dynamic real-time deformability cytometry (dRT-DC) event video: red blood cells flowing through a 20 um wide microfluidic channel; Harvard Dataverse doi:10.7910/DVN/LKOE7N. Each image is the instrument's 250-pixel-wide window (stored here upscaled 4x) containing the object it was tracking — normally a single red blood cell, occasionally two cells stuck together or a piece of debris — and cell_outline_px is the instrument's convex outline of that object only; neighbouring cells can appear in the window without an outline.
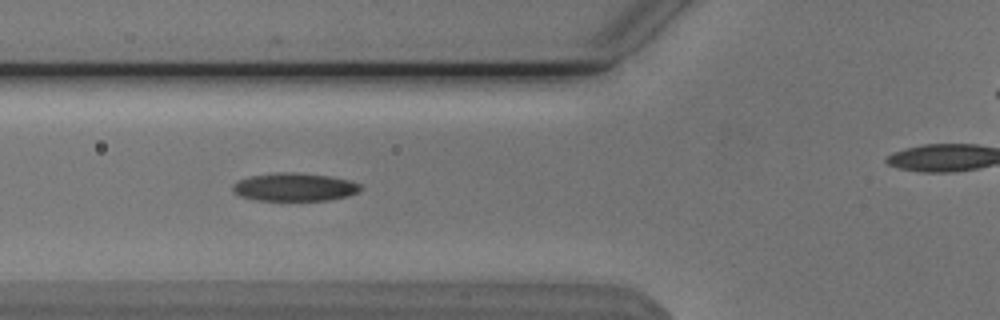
{"species": "Egyptian fruit bat (a non-hibernating species)", "species_latin": "Rousettus aegyptiacus", "temperature_condition": "cold", "stored_images_in_passage": 47, "camera_frame_rate_fps": 3000, "um_per_image_px": 0.085, "animal": {"sex": "male"}, "frame": {"image": 1, "passage_image": 20, "time_ms": 6.333, "image_size_px": [1000, 320], "cell_outline_px": [[364, 188], [360, 192], [348, 196], [328, 200], [256, 200], [240, 196], [232, 192], [232, 184], [236, 180], [252, 176], [276, 172], [292, 172], [328, 176], [348, 180], [360, 184]], "centroid_in_image_um": [25.02, 15.9], "position_along_channel_um": 100.8, "area_um2": 21.04}}
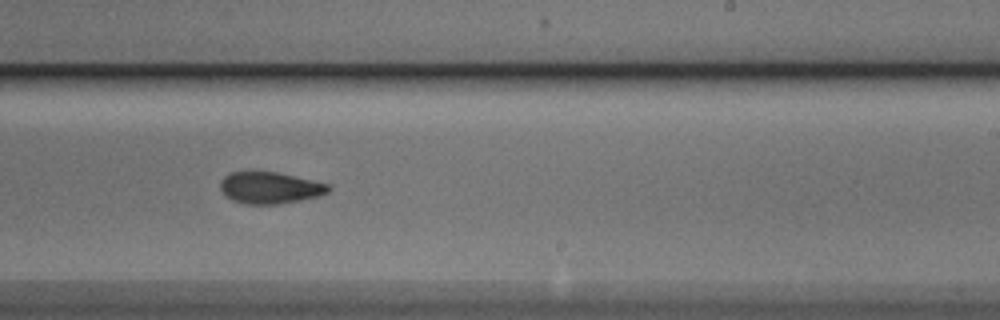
{"frame": {"image": 2, "passage_image": 33, "time_ms": 10.667, "image_size_px": [1000, 320], "cell_outline_px": [[332, 188], [328, 192], [320, 196], [300, 200], [276, 204], [244, 204], [232, 200], [224, 196], [220, 188], [220, 180], [228, 172], [276, 172], [332, 184]], "centroid_in_image_um": [22.95, 15.96], "position_along_channel_um": 266.1, "area_um2": 20.17}}
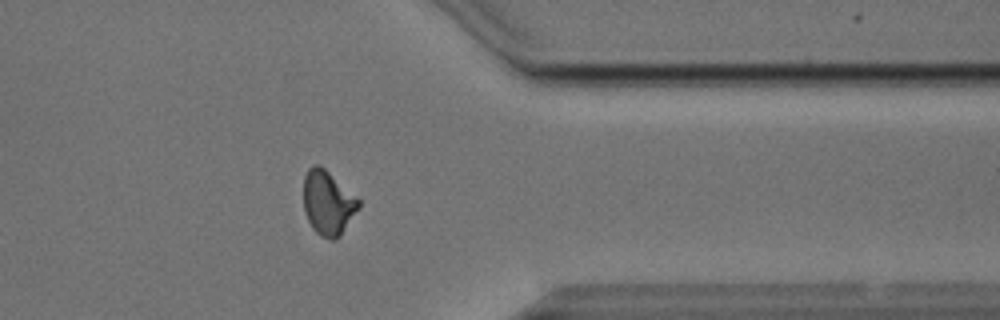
{"frame": {"image": 3, "passage_image": 43, "time_ms": 14.0, "image_size_px": [1000, 320], "cell_outline_px": [[360, 208], [340, 236], [336, 240], [332, 240], [320, 236], [312, 228], [304, 212], [304, 176], [308, 168], [316, 164], [320, 164], [360, 200]], "centroid_in_image_um": [27.87, 17.26], "position_along_channel_um": 383.5, "area_um2": 20.75}, "authors_computed_cell_mechanics": {"area_um2": 20.23, "velocity_mm_per_s": 3.8143, "shape_relaxation_time_tau1_ms": 7.4858, "shape_relaxation_time_tau2_ms": 5.0265, "deformation_change_tau1": 0.1813, "deformation_change_tau2": 0.1194}}